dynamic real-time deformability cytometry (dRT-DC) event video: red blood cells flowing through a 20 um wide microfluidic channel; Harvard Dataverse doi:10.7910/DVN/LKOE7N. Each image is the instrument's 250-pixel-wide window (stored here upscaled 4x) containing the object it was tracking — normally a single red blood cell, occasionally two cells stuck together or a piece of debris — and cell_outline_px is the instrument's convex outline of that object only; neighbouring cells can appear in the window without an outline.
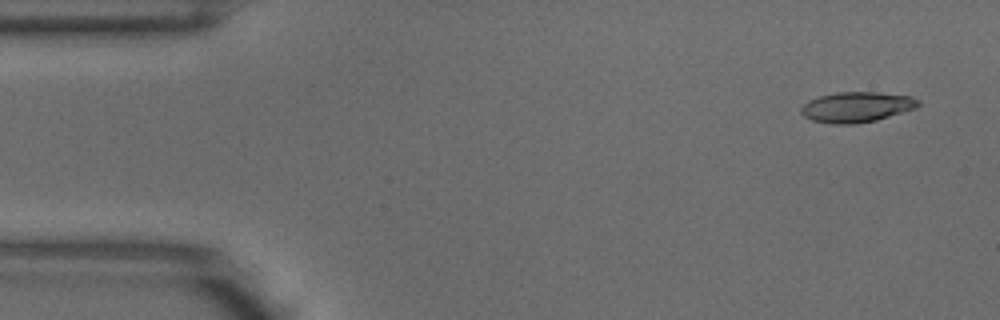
{"species": "common noctule bat (a hibernating species)", "species_latin": "Nyctalus noctula", "temperature_condition": "warm", "stored_images_in_passage": 4, "camera_frame_rate_fps": 3000, "um_per_image_px": 0.085, "animal": {"sex": "male", "body_mass_g": 18.8}, "frame": {"image": 1, "passage_image": 1, "time_ms": 0.0, "image_size_px": [1000, 320], "cell_outline_px": [[920, 104], [916, 108], [876, 120], [856, 124], [832, 124], [812, 120], [804, 116], [800, 112], [800, 108], [808, 100], [820, 96], [836, 92], [876, 92], [912, 96], [920, 100]], "centroid_in_image_um": [72.81, 9.1], "position_along_channel_um": 12.2, "area_um2": 20.81}}
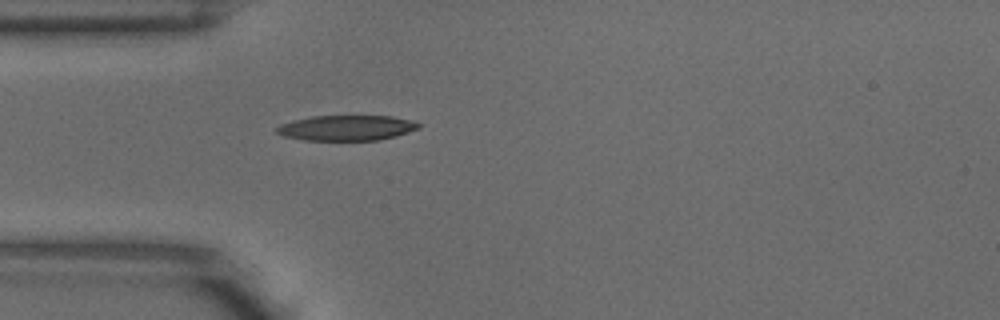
{"frame": {"image": 2, "passage_image": 4, "time_ms": 1.0, "image_size_px": [1000, 320], "cell_outline_px": [[420, 128], [396, 136], [380, 140], [304, 140], [284, 136], [276, 132], [276, 128], [280, 124], [292, 120], [312, 116], [392, 116], [412, 120], [420, 124]], "centroid_in_image_um": [29.46, 10.87], "position_along_channel_um": 55.5, "area_um2": 20.98}}